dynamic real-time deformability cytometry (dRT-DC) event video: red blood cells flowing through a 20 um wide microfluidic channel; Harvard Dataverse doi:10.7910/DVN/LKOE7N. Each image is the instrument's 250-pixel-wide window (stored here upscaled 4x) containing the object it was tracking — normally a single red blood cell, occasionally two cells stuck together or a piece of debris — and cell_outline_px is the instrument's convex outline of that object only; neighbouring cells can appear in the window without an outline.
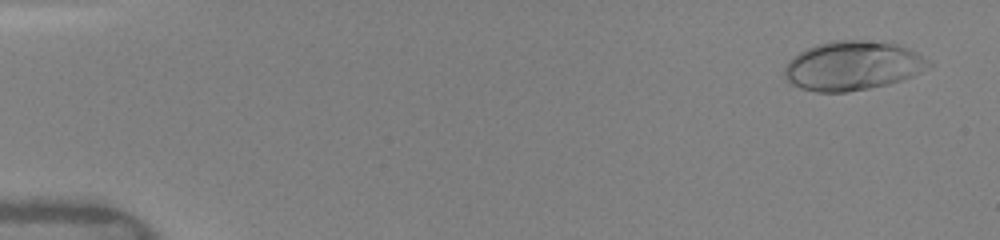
{"species": "human", "species_latin": "Homo sapiens", "temperature_condition": "warm", "stored_images_in_passage": 49, "camera_frame_rate_fps": 3000, "um_per_image_px": 0.085, "donor": {"sex": "female"}, "frame": {"image": 1, "passage_image": 2, "time_ms": 0.333, "image_size_px": [1000, 240], "cell_outline_px": [[932, 64], [920, 72], [912, 76], [888, 84], [848, 92], [816, 92], [800, 88], [792, 84], [784, 76], [784, 68], [788, 60], [792, 56], [816, 44], [832, 40], [880, 40], [896, 44], [908, 48], [916, 52]], "centroid_in_image_um": [72.44, 5.57], "position_along_channel_um": 12.6, "area_um2": 41.38}}
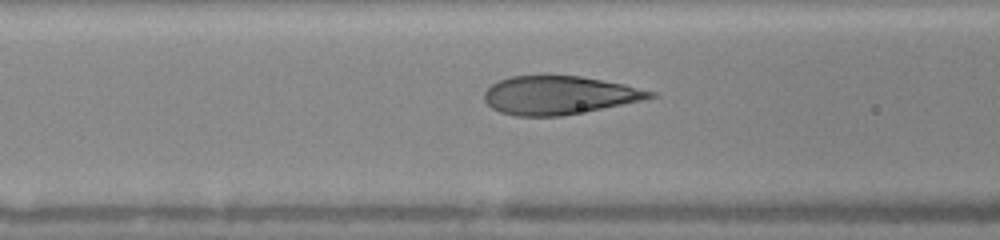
{"frame": {"image": 2, "passage_image": 20, "time_ms": 6.333, "image_size_px": [1000, 240], "cell_outline_px": [[660, 96], [644, 100], [560, 116], [516, 116], [500, 112], [492, 108], [484, 100], [484, 92], [492, 84], [500, 80], [512, 76], [580, 76], [624, 84], [656, 92]], "centroid_in_image_um": [47.54, 8.09], "position_along_channel_um": 119.1, "area_um2": 36.88}}
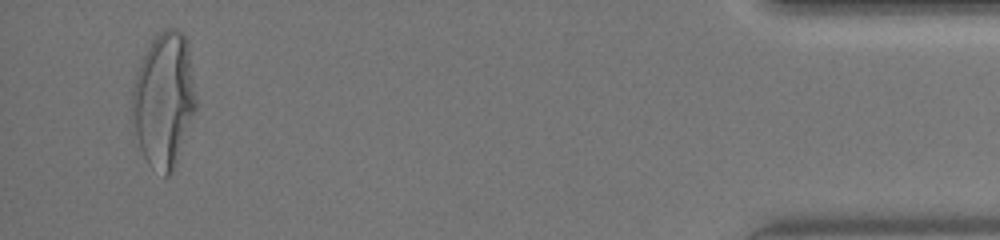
{"frame": {"image": 3, "passage_image": 47, "time_ms": 15.333, "image_size_px": [1000, 240], "cell_outline_px": [[196, 108], [176, 168], [168, 176], [164, 176], [152, 168], [148, 164], [140, 148], [136, 132], [132, 108], [132, 92], [136, 76], [140, 64], [152, 40], [160, 32], [168, 28], [176, 28], [184, 32], [188, 40], [196, 100]], "centroid_in_image_um": [13.97, 8.51], "position_along_channel_um": 421.2, "area_um2": 50.0}, "authors_computed_cell_mechanics": {"area_um2": 38.437, "velocity_mm_per_s": 4.0973, "shape_relaxation_time_tau1_ms": 5.2319, "shape_relaxation_time_tau2_ms": null, "deformation_change_tau1": 0.2495, "deformation_change_tau2": null}}